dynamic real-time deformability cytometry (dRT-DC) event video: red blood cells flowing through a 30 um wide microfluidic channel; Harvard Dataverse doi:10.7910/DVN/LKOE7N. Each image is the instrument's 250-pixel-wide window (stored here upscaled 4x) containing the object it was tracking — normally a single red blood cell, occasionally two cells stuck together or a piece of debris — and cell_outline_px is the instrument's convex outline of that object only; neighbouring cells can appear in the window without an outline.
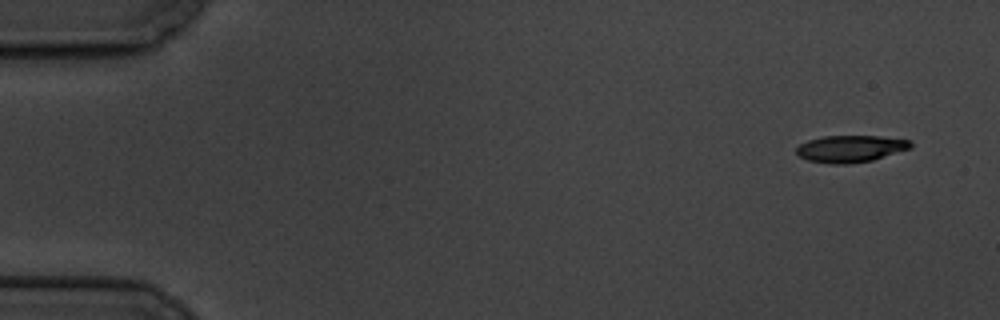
{"species": "common noctule bat (a hibernating species)", "species_latin": "Nyctalus noctula", "temperature_condition": "cold", "stored_images_in_passage": 5, "camera_frame_rate_fps": 3000, "um_per_image_px": 0.085, "animal": {"sex": "male", "body_mass_g": 19.5, "forearm_length_mm": 54.6}, "frame": {"image": 1, "passage_image": 1, "time_ms": 0.0, "image_size_px": [1000, 320], "cell_outline_px": [[912, 148], [872, 160], [848, 164], [832, 164], [808, 160], [800, 156], [796, 152], [796, 148], [800, 144], [808, 140], [824, 136], [876, 136], [912, 140]], "centroid_in_image_um": [72.31, 12.64], "position_along_channel_um": 12.7, "area_um2": 17.86}}
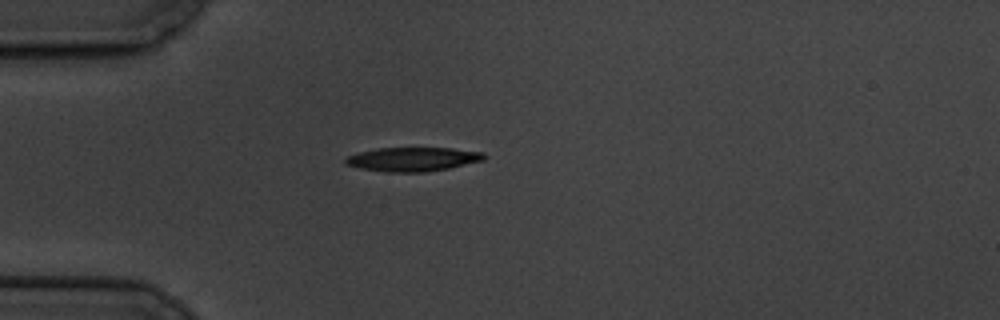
{"frame": {"image": 2, "passage_image": 5, "time_ms": 4.333, "image_size_px": [1000, 320], "cell_outline_px": [[484, 160], [448, 168], [424, 172], [384, 172], [360, 168], [344, 164], [344, 160], [348, 156], [360, 152], [376, 148], [452, 148], [484, 152]], "centroid_in_image_um": [35.06, 13.53], "position_along_channel_um": 49.9, "area_um2": 19.31}}